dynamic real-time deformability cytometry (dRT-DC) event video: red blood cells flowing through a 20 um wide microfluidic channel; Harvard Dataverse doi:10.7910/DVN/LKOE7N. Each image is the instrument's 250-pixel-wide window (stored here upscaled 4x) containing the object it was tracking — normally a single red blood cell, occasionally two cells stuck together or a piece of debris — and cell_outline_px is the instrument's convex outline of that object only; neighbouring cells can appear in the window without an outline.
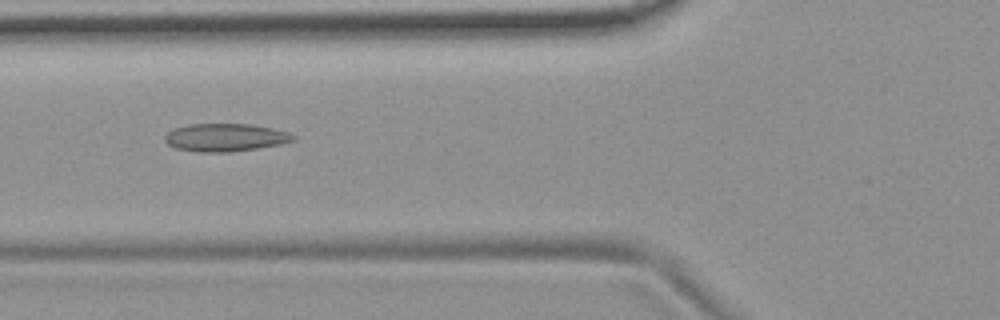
{"species": "common noctule bat (a hibernating species)", "species_latin": "Nyctalus noctula", "temperature_condition": "room temperature", "stored_images_in_passage": 10, "camera_frame_rate_fps": 3000, "um_per_image_px": 0.085, "animal": {"sex": "female", "body_mass_g": 19.9}, "frame": {"image": 1, "passage_image": 6, "time_ms": 1.667, "image_size_px": [1000, 320], "cell_outline_px": [[296, 140], [280, 144], [256, 148], [228, 152], [196, 152], [176, 148], [168, 144], [164, 140], [164, 136], [172, 128], [188, 124], [248, 124], [272, 128], [288, 132], [296, 136]], "centroid_in_image_um": [19.12, 11.68], "position_along_channel_um": 106.7, "area_um2": 20.87}}
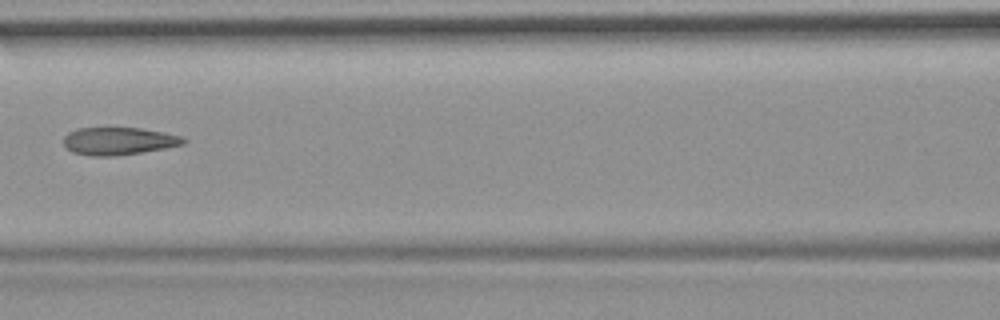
{"frame": {"image": 2, "passage_image": 7, "time_ms": 2.0, "image_size_px": [1000, 320], "cell_outline_px": [[188, 140], [184, 144], [164, 148], [116, 156], [92, 156], [72, 152], [64, 144], [64, 136], [68, 132], [76, 128], [140, 128], [180, 136]], "centroid_in_image_um": [10.05, 11.99], "position_along_channel_um": 156.6, "area_um2": 19.07}}
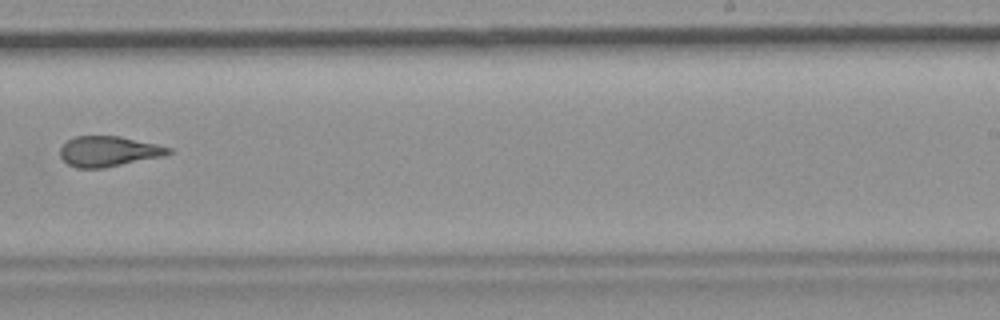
{"frame": {"image": 3, "passage_image": 10, "time_ms": 3.0, "image_size_px": [1000, 320], "cell_outline_px": [[172, 152], [164, 156], [104, 168], [76, 168], [68, 164], [60, 156], [60, 148], [68, 140], [76, 136], [120, 136], [156, 144], [172, 148]], "centroid_in_image_um": [9.23, 12.87], "position_along_channel_um": 279.8, "area_um2": 19.13}}